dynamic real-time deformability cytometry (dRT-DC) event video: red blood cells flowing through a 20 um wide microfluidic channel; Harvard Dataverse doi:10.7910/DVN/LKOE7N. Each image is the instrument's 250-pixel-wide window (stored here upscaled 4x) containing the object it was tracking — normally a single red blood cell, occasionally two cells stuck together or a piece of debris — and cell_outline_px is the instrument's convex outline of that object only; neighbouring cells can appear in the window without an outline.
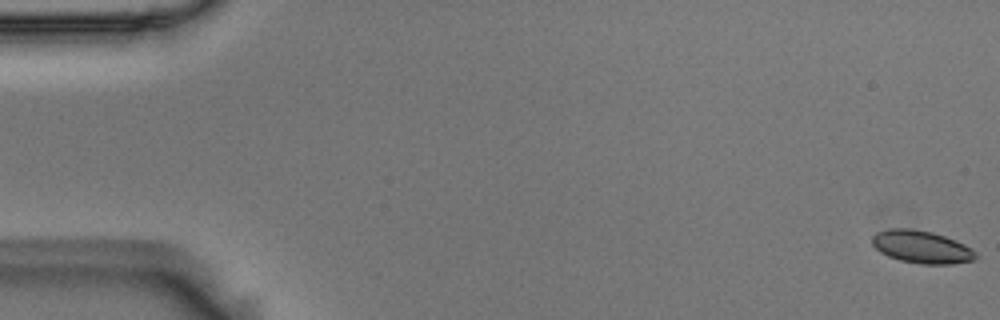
{"species": "Egyptian fruit bat (a non-hibernating species)", "species_latin": "Rousettus aegyptiacus", "temperature_condition": "room temperature", "stored_images_in_passage": 8, "camera_frame_rate_fps": 3000, "um_per_image_px": 0.085, "animal": {"sex": "male"}, "frame": {"image": 1, "passage_image": 1, "time_ms": 0.0, "image_size_px": [1000, 320], "cell_outline_px": [[980, 256], [976, 260], [952, 264], [920, 264], [900, 260], [888, 256], [880, 252], [872, 244], [872, 236], [876, 232], [888, 228], [912, 228], [932, 232], [956, 240], [972, 248]], "centroid_in_image_um": [78.36, 20.99], "position_along_channel_um": 6.6, "area_um2": 20.0}}
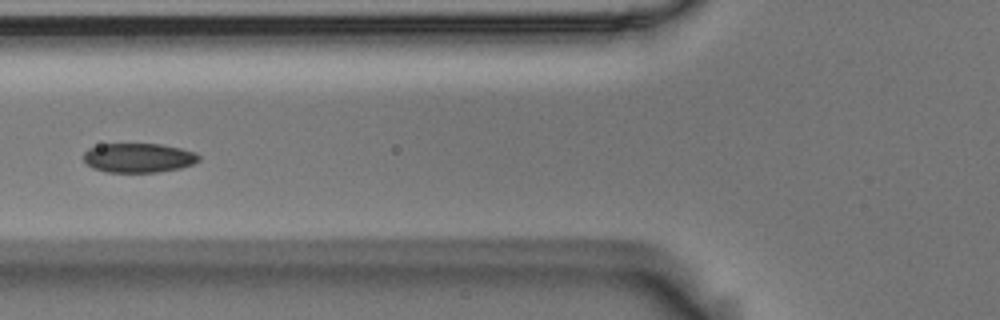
{"frame": {"image": 2, "passage_image": 7, "time_ms": 2.0, "image_size_px": [1000, 320], "cell_outline_px": [[200, 160], [192, 164], [180, 168], [156, 172], [108, 172], [92, 168], [84, 160], [84, 152], [88, 148], [100, 144], [160, 144], [180, 148], [196, 152], [200, 156]], "centroid_in_image_um": [11.77, 13.41], "position_along_channel_um": 114.0, "area_um2": 19.71}}
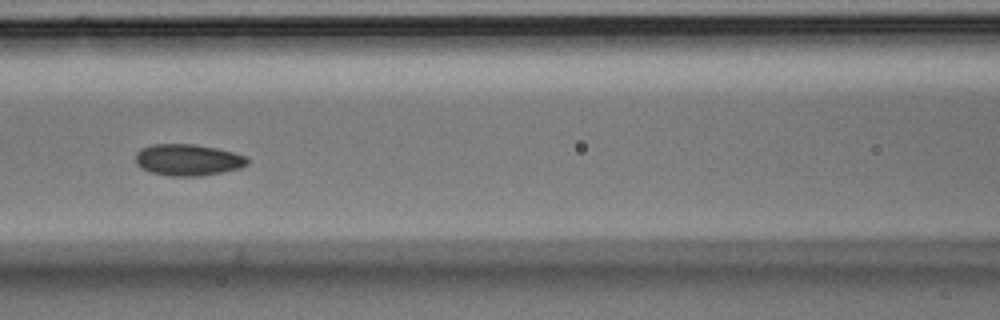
{"frame": {"image": 3, "passage_image": 8, "time_ms": 2.333, "image_size_px": [1000, 320], "cell_outline_px": [[248, 164], [240, 168], [224, 172], [200, 176], [168, 176], [152, 172], [140, 168], [136, 164], [136, 152], [140, 148], [152, 144], [192, 144], [216, 148], [232, 152], [244, 156], [248, 160]], "centroid_in_image_um": [15.94, 13.59], "position_along_channel_um": 150.7, "area_um2": 20.58}}